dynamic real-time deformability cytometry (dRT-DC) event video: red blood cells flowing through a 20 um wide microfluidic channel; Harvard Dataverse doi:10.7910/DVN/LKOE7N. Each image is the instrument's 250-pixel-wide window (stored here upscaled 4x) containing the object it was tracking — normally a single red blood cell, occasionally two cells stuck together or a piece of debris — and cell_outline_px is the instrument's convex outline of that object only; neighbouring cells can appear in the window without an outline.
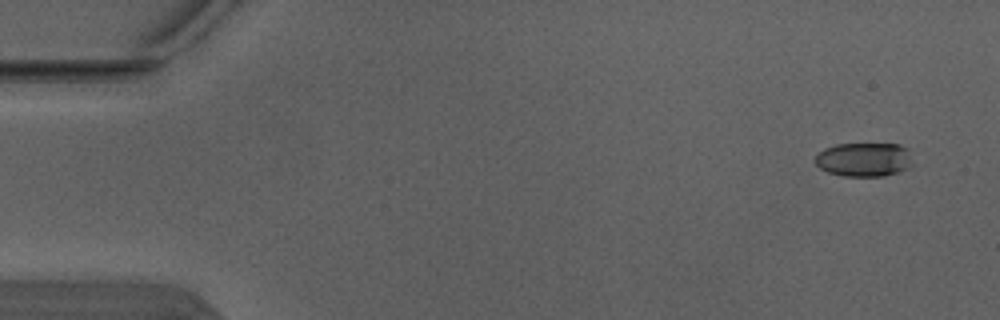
{"species": "Egyptian fruit bat (a non-hibernating species)", "species_latin": "Rousettus aegyptiacus", "temperature_condition": "warm", "stored_images_in_passage": 4, "camera_frame_rate_fps": 3000, "um_per_image_px": 0.085, "animal": {"sex": "male"}, "frame": {"image": 1, "passage_image": 1, "time_ms": 0.0, "image_size_px": [1000, 320], "cell_outline_px": [[912, 164], [896, 172], [884, 176], [844, 176], [828, 172], [820, 168], [816, 164], [816, 156], [824, 148], [836, 144], [900, 144], [908, 148], [912, 160]], "centroid_in_image_um": [73.44, 13.55], "position_along_channel_um": 11.6, "area_um2": 19.19}}
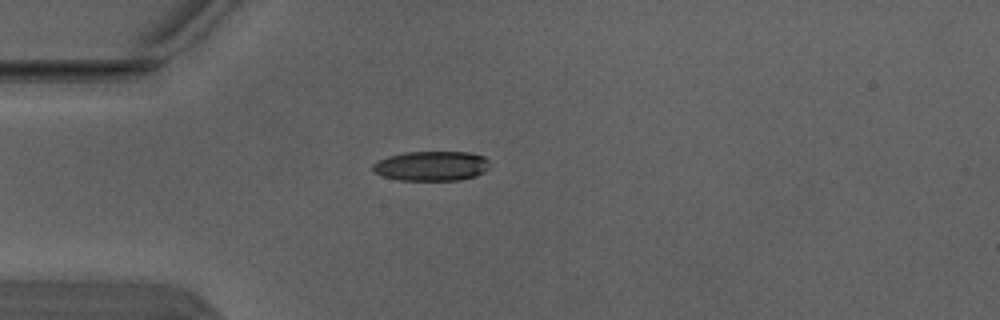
{"frame": {"image": 2, "passage_image": 4, "time_ms": 1.0, "image_size_px": [1000, 320], "cell_outline_px": [[488, 168], [484, 172], [476, 176], [460, 180], [400, 180], [384, 176], [372, 172], [372, 164], [376, 160], [388, 156], [404, 152], [468, 152], [484, 156], [488, 160]], "centroid_in_image_um": [36.64, 14.1], "position_along_channel_um": 48.4, "area_um2": 20.4}}